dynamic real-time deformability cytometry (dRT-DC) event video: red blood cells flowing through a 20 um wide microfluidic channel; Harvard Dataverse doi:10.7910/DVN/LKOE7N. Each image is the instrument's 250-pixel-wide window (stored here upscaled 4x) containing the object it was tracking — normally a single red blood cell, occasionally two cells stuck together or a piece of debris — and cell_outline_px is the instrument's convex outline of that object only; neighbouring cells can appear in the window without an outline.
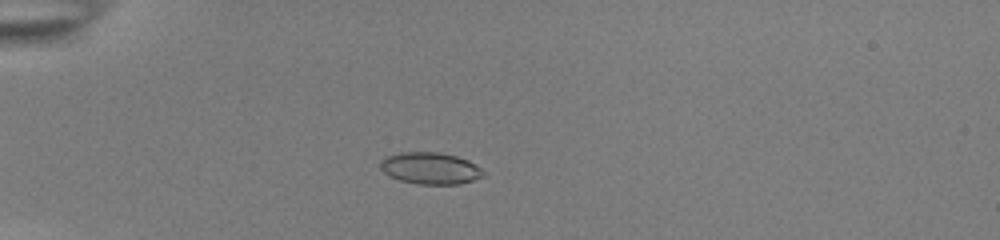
{"species": "common noctule bat (a hibernating species)", "species_latin": "Nyctalus noctula", "temperature_condition": "room temperature", "stored_images_in_passage": 41, "camera_frame_rate_fps": 3000, "um_per_image_px": 0.085, "animal": {"sex": "female", "body_mass_g": 22.0, "forearm_length_mm": 56.7}, "frame": {"image": 1, "passage_image": 4, "time_ms": 1.0, "image_size_px": [1000, 240], "cell_outline_px": [[484, 176], [460, 184], [416, 184], [400, 180], [388, 176], [380, 168], [380, 164], [388, 156], [400, 152], [440, 152], [456, 156], [468, 160], [476, 164], [484, 172]], "centroid_in_image_um": [36.59, 14.3], "position_along_channel_um": 48.4, "area_um2": 19.02}}
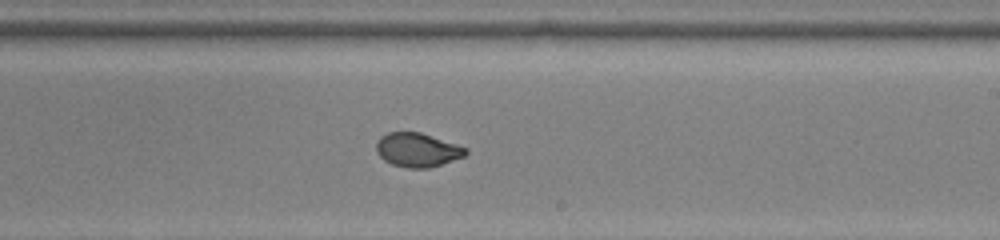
{"frame": {"image": 2, "passage_image": 22, "time_ms": 7.0, "image_size_px": [1000, 240], "cell_outline_px": [[468, 152], [464, 156], [428, 168], [408, 168], [392, 164], [384, 160], [376, 152], [376, 144], [380, 136], [388, 132], [420, 132], [468, 148]], "centroid_in_image_um": [35.45, 12.73], "position_along_channel_um": 253.5, "area_um2": 17.57}}
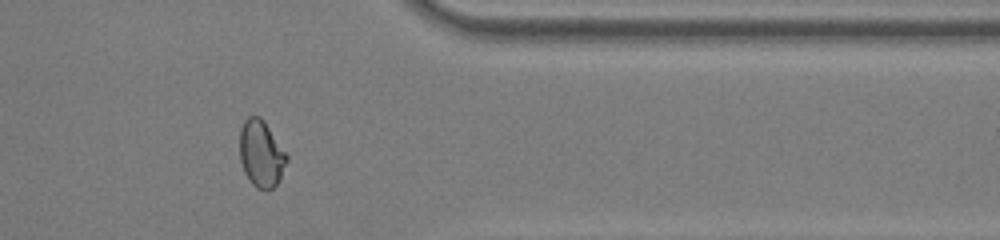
{"frame": {"image": 3, "passage_image": 33, "time_ms": 10.667, "image_size_px": [1000, 240], "cell_outline_px": [[288, 160], [280, 180], [272, 188], [256, 188], [252, 184], [244, 172], [240, 160], [240, 128], [244, 120], [248, 116], [260, 116], [264, 120], [288, 156]], "centroid_in_image_um": [22.2, 13.05], "position_along_channel_um": 389.2, "area_um2": 18.26}, "authors_computed_cell_mechanics": {"area_um2": 18.3804, "velocity_mm_per_s": 3.894, "shape_relaxation_time_tau1_ms": 9.8845, "shape_relaxation_time_tau2_ms": null, "deformation_change_tau1": 0.216, "deformation_change_tau2": null}}